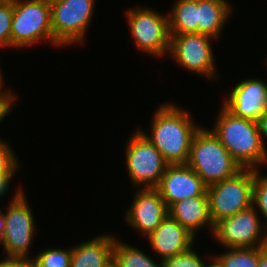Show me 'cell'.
Wrapping results in <instances>:
<instances>
[{"label": "cell", "mask_w": 267, "mask_h": 267, "mask_svg": "<svg viewBox=\"0 0 267 267\" xmlns=\"http://www.w3.org/2000/svg\"><path fill=\"white\" fill-rule=\"evenodd\" d=\"M147 239L163 261L189 250L194 244L195 236L168 215Z\"/></svg>", "instance_id": "obj_15"}, {"label": "cell", "mask_w": 267, "mask_h": 267, "mask_svg": "<svg viewBox=\"0 0 267 267\" xmlns=\"http://www.w3.org/2000/svg\"><path fill=\"white\" fill-rule=\"evenodd\" d=\"M258 267H267V249L260 255Z\"/></svg>", "instance_id": "obj_32"}, {"label": "cell", "mask_w": 267, "mask_h": 267, "mask_svg": "<svg viewBox=\"0 0 267 267\" xmlns=\"http://www.w3.org/2000/svg\"><path fill=\"white\" fill-rule=\"evenodd\" d=\"M0 267H31L30 261L21 258H5L0 261Z\"/></svg>", "instance_id": "obj_28"}, {"label": "cell", "mask_w": 267, "mask_h": 267, "mask_svg": "<svg viewBox=\"0 0 267 267\" xmlns=\"http://www.w3.org/2000/svg\"><path fill=\"white\" fill-rule=\"evenodd\" d=\"M155 189L167 208L173 203L194 196H208L207 186L187 164L168 165Z\"/></svg>", "instance_id": "obj_12"}, {"label": "cell", "mask_w": 267, "mask_h": 267, "mask_svg": "<svg viewBox=\"0 0 267 267\" xmlns=\"http://www.w3.org/2000/svg\"><path fill=\"white\" fill-rule=\"evenodd\" d=\"M212 260L213 261H211V264L205 263L204 267H225L223 262L217 257V255L216 257L212 256Z\"/></svg>", "instance_id": "obj_31"}, {"label": "cell", "mask_w": 267, "mask_h": 267, "mask_svg": "<svg viewBox=\"0 0 267 267\" xmlns=\"http://www.w3.org/2000/svg\"><path fill=\"white\" fill-rule=\"evenodd\" d=\"M18 161L10 145L0 138V178H13L20 167Z\"/></svg>", "instance_id": "obj_24"}, {"label": "cell", "mask_w": 267, "mask_h": 267, "mask_svg": "<svg viewBox=\"0 0 267 267\" xmlns=\"http://www.w3.org/2000/svg\"><path fill=\"white\" fill-rule=\"evenodd\" d=\"M42 40L60 45L51 29L50 0H13L11 47H30Z\"/></svg>", "instance_id": "obj_4"}, {"label": "cell", "mask_w": 267, "mask_h": 267, "mask_svg": "<svg viewBox=\"0 0 267 267\" xmlns=\"http://www.w3.org/2000/svg\"><path fill=\"white\" fill-rule=\"evenodd\" d=\"M19 186L9 203L7 212L4 214V232L1 238L5 258H21L31 261L29 250L31 248L36 225L32 210Z\"/></svg>", "instance_id": "obj_6"}, {"label": "cell", "mask_w": 267, "mask_h": 267, "mask_svg": "<svg viewBox=\"0 0 267 267\" xmlns=\"http://www.w3.org/2000/svg\"><path fill=\"white\" fill-rule=\"evenodd\" d=\"M13 17V0L0 1V47H11V23Z\"/></svg>", "instance_id": "obj_23"}, {"label": "cell", "mask_w": 267, "mask_h": 267, "mask_svg": "<svg viewBox=\"0 0 267 267\" xmlns=\"http://www.w3.org/2000/svg\"><path fill=\"white\" fill-rule=\"evenodd\" d=\"M136 193L125 220L147 237L168 216V208L155 188H142Z\"/></svg>", "instance_id": "obj_14"}, {"label": "cell", "mask_w": 267, "mask_h": 267, "mask_svg": "<svg viewBox=\"0 0 267 267\" xmlns=\"http://www.w3.org/2000/svg\"><path fill=\"white\" fill-rule=\"evenodd\" d=\"M225 98L224 106L234 116L257 121L267 112V82L260 79L243 80Z\"/></svg>", "instance_id": "obj_13"}, {"label": "cell", "mask_w": 267, "mask_h": 267, "mask_svg": "<svg viewBox=\"0 0 267 267\" xmlns=\"http://www.w3.org/2000/svg\"><path fill=\"white\" fill-rule=\"evenodd\" d=\"M115 236L101 235L72 247L70 267H109Z\"/></svg>", "instance_id": "obj_17"}, {"label": "cell", "mask_w": 267, "mask_h": 267, "mask_svg": "<svg viewBox=\"0 0 267 267\" xmlns=\"http://www.w3.org/2000/svg\"><path fill=\"white\" fill-rule=\"evenodd\" d=\"M219 113L212 131L232 158L242 168L259 170L260 164H267L257 122L234 116L224 106Z\"/></svg>", "instance_id": "obj_2"}, {"label": "cell", "mask_w": 267, "mask_h": 267, "mask_svg": "<svg viewBox=\"0 0 267 267\" xmlns=\"http://www.w3.org/2000/svg\"><path fill=\"white\" fill-rule=\"evenodd\" d=\"M163 267H204L205 262L191 247L189 250L162 261Z\"/></svg>", "instance_id": "obj_26"}, {"label": "cell", "mask_w": 267, "mask_h": 267, "mask_svg": "<svg viewBox=\"0 0 267 267\" xmlns=\"http://www.w3.org/2000/svg\"><path fill=\"white\" fill-rule=\"evenodd\" d=\"M11 178H0V198L8 192Z\"/></svg>", "instance_id": "obj_30"}, {"label": "cell", "mask_w": 267, "mask_h": 267, "mask_svg": "<svg viewBox=\"0 0 267 267\" xmlns=\"http://www.w3.org/2000/svg\"><path fill=\"white\" fill-rule=\"evenodd\" d=\"M128 142L125 153L131 182L143 189L155 188L168 164L160 151L138 129Z\"/></svg>", "instance_id": "obj_9"}, {"label": "cell", "mask_w": 267, "mask_h": 267, "mask_svg": "<svg viewBox=\"0 0 267 267\" xmlns=\"http://www.w3.org/2000/svg\"><path fill=\"white\" fill-rule=\"evenodd\" d=\"M168 55L190 72L209 79L217 78L211 41L215 38L200 33L170 34ZM212 39V40H211Z\"/></svg>", "instance_id": "obj_11"}, {"label": "cell", "mask_w": 267, "mask_h": 267, "mask_svg": "<svg viewBox=\"0 0 267 267\" xmlns=\"http://www.w3.org/2000/svg\"><path fill=\"white\" fill-rule=\"evenodd\" d=\"M168 215L185 227L193 236L207 225L214 230L210 215L208 196H194L173 203L168 208Z\"/></svg>", "instance_id": "obj_16"}, {"label": "cell", "mask_w": 267, "mask_h": 267, "mask_svg": "<svg viewBox=\"0 0 267 267\" xmlns=\"http://www.w3.org/2000/svg\"><path fill=\"white\" fill-rule=\"evenodd\" d=\"M15 94L8 90L0 93V122L11 112L14 101L17 99Z\"/></svg>", "instance_id": "obj_27"}, {"label": "cell", "mask_w": 267, "mask_h": 267, "mask_svg": "<svg viewBox=\"0 0 267 267\" xmlns=\"http://www.w3.org/2000/svg\"><path fill=\"white\" fill-rule=\"evenodd\" d=\"M226 0H198V33L218 38L232 9Z\"/></svg>", "instance_id": "obj_18"}, {"label": "cell", "mask_w": 267, "mask_h": 267, "mask_svg": "<svg viewBox=\"0 0 267 267\" xmlns=\"http://www.w3.org/2000/svg\"><path fill=\"white\" fill-rule=\"evenodd\" d=\"M4 217H3V212L0 210V243H1V238L3 236V232H4Z\"/></svg>", "instance_id": "obj_33"}, {"label": "cell", "mask_w": 267, "mask_h": 267, "mask_svg": "<svg viewBox=\"0 0 267 267\" xmlns=\"http://www.w3.org/2000/svg\"><path fill=\"white\" fill-rule=\"evenodd\" d=\"M72 248H48L43 250L30 261L31 267H70Z\"/></svg>", "instance_id": "obj_22"}, {"label": "cell", "mask_w": 267, "mask_h": 267, "mask_svg": "<svg viewBox=\"0 0 267 267\" xmlns=\"http://www.w3.org/2000/svg\"><path fill=\"white\" fill-rule=\"evenodd\" d=\"M256 122H257L258 130L260 133V137H261L263 146H264L265 151L267 153L266 145L264 143L265 142L264 138L267 139V112H265Z\"/></svg>", "instance_id": "obj_29"}, {"label": "cell", "mask_w": 267, "mask_h": 267, "mask_svg": "<svg viewBox=\"0 0 267 267\" xmlns=\"http://www.w3.org/2000/svg\"><path fill=\"white\" fill-rule=\"evenodd\" d=\"M255 169L242 168L234 176L207 187L213 225L252 206Z\"/></svg>", "instance_id": "obj_5"}, {"label": "cell", "mask_w": 267, "mask_h": 267, "mask_svg": "<svg viewBox=\"0 0 267 267\" xmlns=\"http://www.w3.org/2000/svg\"><path fill=\"white\" fill-rule=\"evenodd\" d=\"M120 241L115 238L113 246V263L115 267H163V262L158 264L143 251Z\"/></svg>", "instance_id": "obj_20"}, {"label": "cell", "mask_w": 267, "mask_h": 267, "mask_svg": "<svg viewBox=\"0 0 267 267\" xmlns=\"http://www.w3.org/2000/svg\"><path fill=\"white\" fill-rule=\"evenodd\" d=\"M129 9L127 23L136 48L152 56H163L170 49L168 14L157 13L151 8L138 7Z\"/></svg>", "instance_id": "obj_8"}, {"label": "cell", "mask_w": 267, "mask_h": 267, "mask_svg": "<svg viewBox=\"0 0 267 267\" xmlns=\"http://www.w3.org/2000/svg\"><path fill=\"white\" fill-rule=\"evenodd\" d=\"M169 15L170 34L198 33V0H177Z\"/></svg>", "instance_id": "obj_19"}, {"label": "cell", "mask_w": 267, "mask_h": 267, "mask_svg": "<svg viewBox=\"0 0 267 267\" xmlns=\"http://www.w3.org/2000/svg\"><path fill=\"white\" fill-rule=\"evenodd\" d=\"M2 76H3V74H2V71H1V69H0V90H1L0 93H1V92H4V91L2 90V84H3V80H2L3 77H2Z\"/></svg>", "instance_id": "obj_34"}, {"label": "cell", "mask_w": 267, "mask_h": 267, "mask_svg": "<svg viewBox=\"0 0 267 267\" xmlns=\"http://www.w3.org/2000/svg\"><path fill=\"white\" fill-rule=\"evenodd\" d=\"M94 5L95 0H50L51 29L61 47L84 42Z\"/></svg>", "instance_id": "obj_7"}, {"label": "cell", "mask_w": 267, "mask_h": 267, "mask_svg": "<svg viewBox=\"0 0 267 267\" xmlns=\"http://www.w3.org/2000/svg\"><path fill=\"white\" fill-rule=\"evenodd\" d=\"M227 250L217 256L225 267H258L259 257L266 247L228 248Z\"/></svg>", "instance_id": "obj_21"}, {"label": "cell", "mask_w": 267, "mask_h": 267, "mask_svg": "<svg viewBox=\"0 0 267 267\" xmlns=\"http://www.w3.org/2000/svg\"><path fill=\"white\" fill-rule=\"evenodd\" d=\"M109 267H115L114 263H112Z\"/></svg>", "instance_id": "obj_35"}, {"label": "cell", "mask_w": 267, "mask_h": 267, "mask_svg": "<svg viewBox=\"0 0 267 267\" xmlns=\"http://www.w3.org/2000/svg\"><path fill=\"white\" fill-rule=\"evenodd\" d=\"M260 173L255 169L252 205H255L254 208L267 220V175L261 176ZM265 230L267 231V226Z\"/></svg>", "instance_id": "obj_25"}, {"label": "cell", "mask_w": 267, "mask_h": 267, "mask_svg": "<svg viewBox=\"0 0 267 267\" xmlns=\"http://www.w3.org/2000/svg\"><path fill=\"white\" fill-rule=\"evenodd\" d=\"M258 215L252 205L216 223L211 234L226 249L266 247L267 231L263 232L264 228Z\"/></svg>", "instance_id": "obj_10"}, {"label": "cell", "mask_w": 267, "mask_h": 267, "mask_svg": "<svg viewBox=\"0 0 267 267\" xmlns=\"http://www.w3.org/2000/svg\"><path fill=\"white\" fill-rule=\"evenodd\" d=\"M187 165L207 187L234 176L242 169L212 129L204 127H200L193 137Z\"/></svg>", "instance_id": "obj_3"}, {"label": "cell", "mask_w": 267, "mask_h": 267, "mask_svg": "<svg viewBox=\"0 0 267 267\" xmlns=\"http://www.w3.org/2000/svg\"><path fill=\"white\" fill-rule=\"evenodd\" d=\"M151 134L139 130L162 154L168 165L187 164L191 142L201 126L196 125L189 112L171 103L156 109Z\"/></svg>", "instance_id": "obj_1"}]
</instances>
